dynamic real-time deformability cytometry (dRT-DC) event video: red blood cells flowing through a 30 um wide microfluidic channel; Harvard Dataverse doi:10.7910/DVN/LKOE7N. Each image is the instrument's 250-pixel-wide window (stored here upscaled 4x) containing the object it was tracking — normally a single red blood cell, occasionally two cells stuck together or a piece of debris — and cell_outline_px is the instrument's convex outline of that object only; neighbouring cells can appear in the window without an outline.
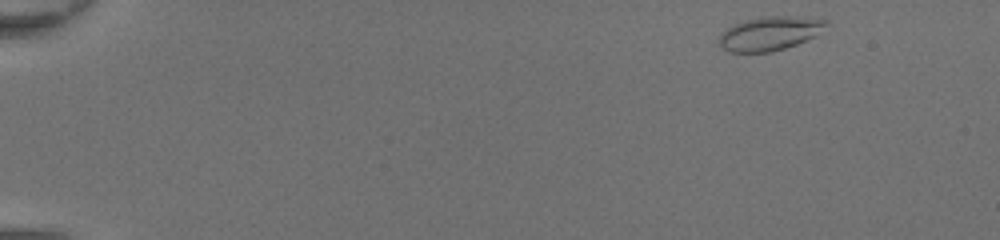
{"species": "common noctule bat (a hibernating species)", "species_latin": "Nyctalus noctula", "temperature_condition": "room temperature", "stored_images_in_passage": 44, "camera_frame_rate_fps": 3000, "um_per_image_px": 0.085, "animal": {"sex": "female", "body_mass_g": 20.0, "forearm_length_mm": 54.0}, "frame": {"image": 1, "passage_image": 1, "time_ms": 0.0, "image_size_px": [1000, 240], "cell_outline_px": [[828, 24], [816, 36], [796, 44], [772, 52], [728, 52], [720, 44], [720, 36], [728, 28], [744, 20], [768, 16], [796, 16], [828, 20]], "centroid_in_image_um": [65.47, 2.84], "position_along_channel_um": 19.5, "area_um2": 20.87}}
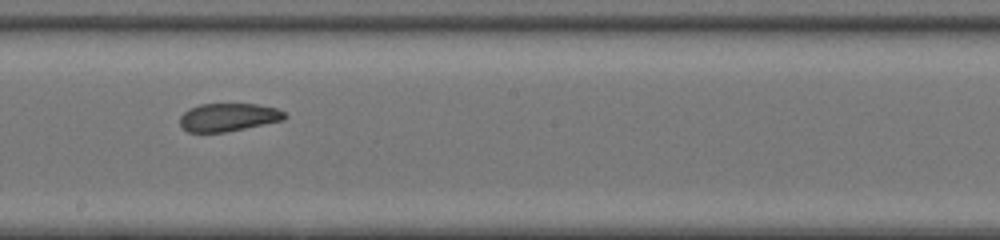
{"frame": {"image": 2, "passage_image": 25, "time_ms": 8.0, "image_size_px": [1000, 240], "cell_outline_px": [[288, 116], [284, 120], [224, 132], [188, 132], [180, 124], [180, 116], [188, 108], [200, 104], [256, 104], [276, 108], [284, 112]], "centroid_in_image_um": [19.4, 9.96], "position_along_channel_um": 228.8, "area_um2": 17.05}}
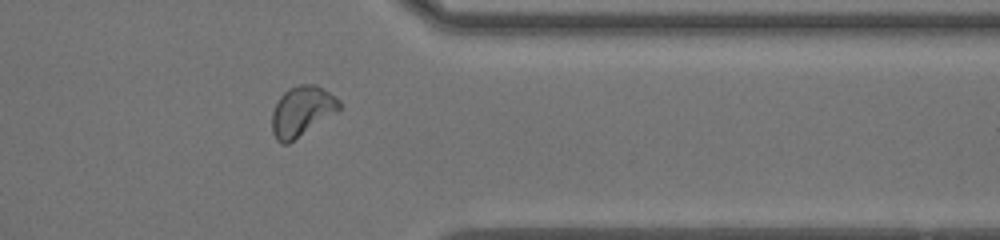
{"frame": {"image": 3, "passage_image": 36, "time_ms": 11.667, "image_size_px": [1000, 240], "cell_outline_px": [[340, 112], [288, 144], [280, 144], [276, 140], [272, 132], [272, 112], [280, 96], [288, 88], [300, 84], [316, 84], [340, 100]], "centroid_in_image_um": [25.67, 9.48], "position_along_channel_um": 385.7, "area_um2": 20.0}, "authors_computed_cell_mechanics": {"area_um2": 19.074, "velocity_mm_per_s": 4.411, "shape_relaxation_time_tau1_ms": null, "shape_relaxation_time_tau2_ms": 1.5418, "deformation_change_tau1": null, "deformation_change_tau2": 0.0611}}